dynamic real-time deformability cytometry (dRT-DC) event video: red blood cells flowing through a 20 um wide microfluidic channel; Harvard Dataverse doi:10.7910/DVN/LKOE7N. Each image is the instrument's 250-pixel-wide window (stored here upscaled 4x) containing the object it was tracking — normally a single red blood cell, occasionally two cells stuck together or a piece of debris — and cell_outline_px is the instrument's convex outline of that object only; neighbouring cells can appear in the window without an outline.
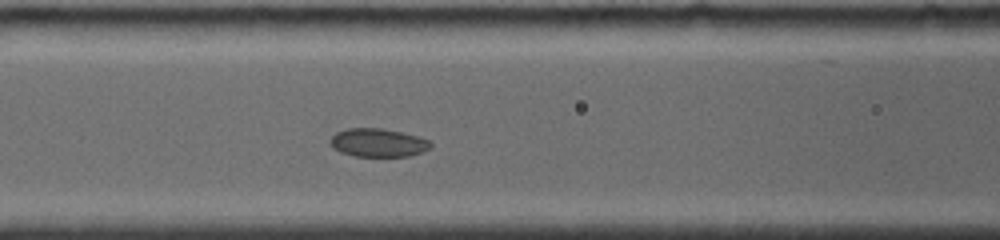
{"species": "common noctule bat (a hibernating species)", "species_latin": "Nyctalus noctula", "temperature_condition": "room temperature", "stored_images_in_passage": 9, "camera_frame_rate_fps": 4000, "um_per_image_px": 0.085, "animal": {"sex": "female", "body_mass_g": 19.0, "forearm_length_mm": 56.7}, "frame": {"image": 1, "passage_image": 9, "time_ms": 4.25, "image_size_px": [1000, 240], "cell_outline_px": [[432, 144], [424, 152], [408, 156], [352, 156], [340, 152], [332, 148], [328, 140], [336, 132], [348, 128], [384, 128], [420, 136], [428, 140]], "centroid_in_image_um": [32.11, 12.12], "position_along_channel_um": 134.5, "area_um2": 16.82}}